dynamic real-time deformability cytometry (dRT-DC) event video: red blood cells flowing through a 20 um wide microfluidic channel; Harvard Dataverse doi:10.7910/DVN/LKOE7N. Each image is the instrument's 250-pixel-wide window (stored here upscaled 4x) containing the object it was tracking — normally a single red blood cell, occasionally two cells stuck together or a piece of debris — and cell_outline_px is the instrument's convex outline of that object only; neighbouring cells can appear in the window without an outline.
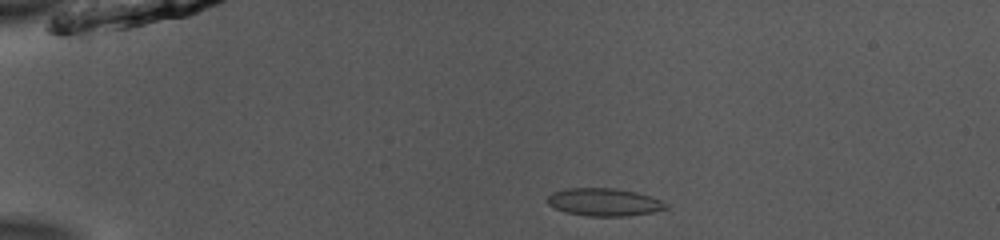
{"species": "common noctule bat (a hibernating species)", "species_latin": "Nyctalus noctula", "temperature_condition": "room temperature", "stored_images_in_passage": 42, "camera_frame_rate_fps": 3000, "um_per_image_px": 0.085, "animal": {"sex": "male", "body_mass_g": 13.0, "forearm_length_mm": 53.1}, "frame": {"image": 1, "passage_image": 2, "time_ms": 0.333, "image_size_px": [1000, 240], "cell_outline_px": [[668, 208], [652, 212], [628, 216], [588, 216], [568, 212], [556, 208], [548, 204], [548, 196], [552, 192], [568, 188], [616, 188], [636, 192], [660, 200], [668, 204]], "centroid_in_image_um": [51.36, 17.17], "position_along_channel_um": 33.6, "area_um2": 18.96}}
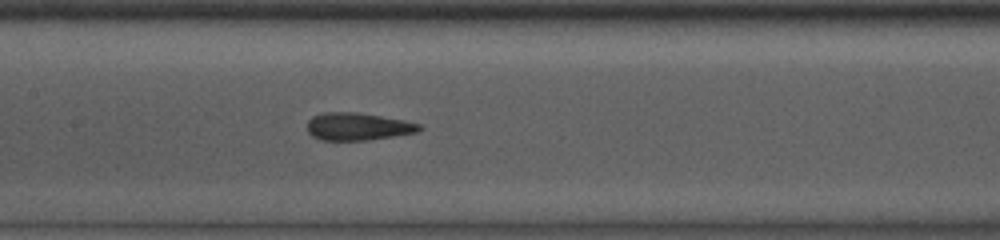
{"frame": {"image": 2, "passage_image": 17, "time_ms": 5.333, "image_size_px": [1000, 240], "cell_outline_px": [[424, 128], [416, 132], [368, 140], [320, 140], [312, 136], [308, 132], [308, 120], [312, 116], [324, 112], [356, 112], [404, 120], [420, 124]], "centroid_in_image_um": [30.39, 10.75], "position_along_channel_um": 177.0, "area_um2": 17.92}}
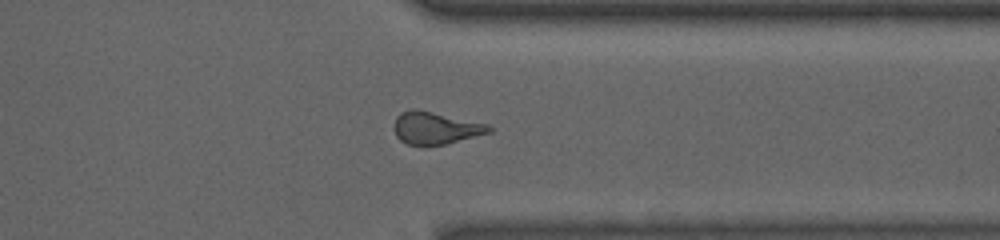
{"frame": {"image": 3, "passage_image": 32, "time_ms": 10.333, "image_size_px": [1000, 240], "cell_outline_px": [[492, 132], [444, 144], [408, 144], [400, 140], [396, 136], [392, 128], [396, 116], [400, 112], [412, 108], [416, 108], [488, 124], [492, 128]], "centroid_in_image_um": [36.98, 10.85], "position_along_channel_um": 374.4, "area_um2": 17.86}, "authors_computed_cell_mechanics": {"area_um2": 18.1781, "velocity_mm_per_s": 3.9625, "shape_relaxation_time_tau1_ms": 9.5467, "shape_relaxation_time_tau2_ms": 1.5632, "deformation_change_tau1": 0.2251, "deformation_change_tau2": 0.0678}}